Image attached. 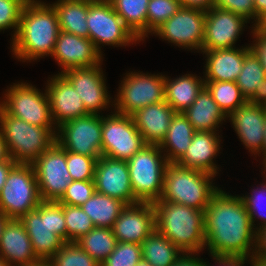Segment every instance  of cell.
<instances>
[{
	"label": "cell",
	"mask_w": 266,
	"mask_h": 266,
	"mask_svg": "<svg viewBox=\"0 0 266 266\" xmlns=\"http://www.w3.org/2000/svg\"><path fill=\"white\" fill-rule=\"evenodd\" d=\"M8 219L9 218L6 216V214L0 210V237L2 234L3 227L5 226V223Z\"/></svg>",
	"instance_id": "obj_57"
},
{
	"label": "cell",
	"mask_w": 266,
	"mask_h": 266,
	"mask_svg": "<svg viewBox=\"0 0 266 266\" xmlns=\"http://www.w3.org/2000/svg\"><path fill=\"white\" fill-rule=\"evenodd\" d=\"M113 99L114 111L131 116L150 104L165 101V75L130 71Z\"/></svg>",
	"instance_id": "obj_8"
},
{
	"label": "cell",
	"mask_w": 266,
	"mask_h": 266,
	"mask_svg": "<svg viewBox=\"0 0 266 266\" xmlns=\"http://www.w3.org/2000/svg\"><path fill=\"white\" fill-rule=\"evenodd\" d=\"M198 253L200 254V252H182L172 266H205L204 259H201Z\"/></svg>",
	"instance_id": "obj_49"
},
{
	"label": "cell",
	"mask_w": 266,
	"mask_h": 266,
	"mask_svg": "<svg viewBox=\"0 0 266 266\" xmlns=\"http://www.w3.org/2000/svg\"><path fill=\"white\" fill-rule=\"evenodd\" d=\"M30 238L36 256L48 261L64 244L65 241L51 232L48 225V201H42L35 210L29 211L20 218Z\"/></svg>",
	"instance_id": "obj_22"
},
{
	"label": "cell",
	"mask_w": 266,
	"mask_h": 266,
	"mask_svg": "<svg viewBox=\"0 0 266 266\" xmlns=\"http://www.w3.org/2000/svg\"><path fill=\"white\" fill-rule=\"evenodd\" d=\"M142 259V246L131 242H117L114 251L101 266H136Z\"/></svg>",
	"instance_id": "obj_40"
},
{
	"label": "cell",
	"mask_w": 266,
	"mask_h": 266,
	"mask_svg": "<svg viewBox=\"0 0 266 266\" xmlns=\"http://www.w3.org/2000/svg\"><path fill=\"white\" fill-rule=\"evenodd\" d=\"M10 158L8 150H7V146H6V142L2 136V133L0 131V162L1 161H6Z\"/></svg>",
	"instance_id": "obj_53"
},
{
	"label": "cell",
	"mask_w": 266,
	"mask_h": 266,
	"mask_svg": "<svg viewBox=\"0 0 266 266\" xmlns=\"http://www.w3.org/2000/svg\"><path fill=\"white\" fill-rule=\"evenodd\" d=\"M56 142L68 152L102 156V115L88 114L57 127Z\"/></svg>",
	"instance_id": "obj_12"
},
{
	"label": "cell",
	"mask_w": 266,
	"mask_h": 266,
	"mask_svg": "<svg viewBox=\"0 0 266 266\" xmlns=\"http://www.w3.org/2000/svg\"><path fill=\"white\" fill-rule=\"evenodd\" d=\"M125 206L121 200L95 191L80 207L90 217L95 227L112 229Z\"/></svg>",
	"instance_id": "obj_32"
},
{
	"label": "cell",
	"mask_w": 266,
	"mask_h": 266,
	"mask_svg": "<svg viewBox=\"0 0 266 266\" xmlns=\"http://www.w3.org/2000/svg\"><path fill=\"white\" fill-rule=\"evenodd\" d=\"M0 266H8L7 262L4 260L2 256H0Z\"/></svg>",
	"instance_id": "obj_61"
},
{
	"label": "cell",
	"mask_w": 266,
	"mask_h": 266,
	"mask_svg": "<svg viewBox=\"0 0 266 266\" xmlns=\"http://www.w3.org/2000/svg\"><path fill=\"white\" fill-rule=\"evenodd\" d=\"M63 211L67 229V242H76L95 227L90 217L80 206L63 204Z\"/></svg>",
	"instance_id": "obj_38"
},
{
	"label": "cell",
	"mask_w": 266,
	"mask_h": 266,
	"mask_svg": "<svg viewBox=\"0 0 266 266\" xmlns=\"http://www.w3.org/2000/svg\"><path fill=\"white\" fill-rule=\"evenodd\" d=\"M95 191L117 198L126 205L138 203L130 182L127 161L101 156L95 166Z\"/></svg>",
	"instance_id": "obj_17"
},
{
	"label": "cell",
	"mask_w": 266,
	"mask_h": 266,
	"mask_svg": "<svg viewBox=\"0 0 266 266\" xmlns=\"http://www.w3.org/2000/svg\"><path fill=\"white\" fill-rule=\"evenodd\" d=\"M228 118L248 152L255 157L263 155L266 106L246 102L231 112Z\"/></svg>",
	"instance_id": "obj_20"
},
{
	"label": "cell",
	"mask_w": 266,
	"mask_h": 266,
	"mask_svg": "<svg viewBox=\"0 0 266 266\" xmlns=\"http://www.w3.org/2000/svg\"><path fill=\"white\" fill-rule=\"evenodd\" d=\"M236 84L247 102L266 104V72L252 50L245 55Z\"/></svg>",
	"instance_id": "obj_28"
},
{
	"label": "cell",
	"mask_w": 266,
	"mask_h": 266,
	"mask_svg": "<svg viewBox=\"0 0 266 266\" xmlns=\"http://www.w3.org/2000/svg\"><path fill=\"white\" fill-rule=\"evenodd\" d=\"M59 32L57 12L50 3L25 5L10 49L15 58L27 63L51 56Z\"/></svg>",
	"instance_id": "obj_2"
},
{
	"label": "cell",
	"mask_w": 266,
	"mask_h": 266,
	"mask_svg": "<svg viewBox=\"0 0 266 266\" xmlns=\"http://www.w3.org/2000/svg\"><path fill=\"white\" fill-rule=\"evenodd\" d=\"M41 202L32 164L17 163L0 191V210L9 219H20Z\"/></svg>",
	"instance_id": "obj_7"
},
{
	"label": "cell",
	"mask_w": 266,
	"mask_h": 266,
	"mask_svg": "<svg viewBox=\"0 0 266 266\" xmlns=\"http://www.w3.org/2000/svg\"><path fill=\"white\" fill-rule=\"evenodd\" d=\"M215 175L199 169L166 165L163 192L159 200L193 207L204 211L210 198L219 189L213 183Z\"/></svg>",
	"instance_id": "obj_4"
},
{
	"label": "cell",
	"mask_w": 266,
	"mask_h": 266,
	"mask_svg": "<svg viewBox=\"0 0 266 266\" xmlns=\"http://www.w3.org/2000/svg\"><path fill=\"white\" fill-rule=\"evenodd\" d=\"M250 50L248 44L240 49L234 47L201 51L206 57L204 81L236 82L242 70L245 55Z\"/></svg>",
	"instance_id": "obj_25"
},
{
	"label": "cell",
	"mask_w": 266,
	"mask_h": 266,
	"mask_svg": "<svg viewBox=\"0 0 266 266\" xmlns=\"http://www.w3.org/2000/svg\"><path fill=\"white\" fill-rule=\"evenodd\" d=\"M95 192L94 180H72L62 197L57 201L59 204L81 206Z\"/></svg>",
	"instance_id": "obj_42"
},
{
	"label": "cell",
	"mask_w": 266,
	"mask_h": 266,
	"mask_svg": "<svg viewBox=\"0 0 266 266\" xmlns=\"http://www.w3.org/2000/svg\"><path fill=\"white\" fill-rule=\"evenodd\" d=\"M252 190L251 194L250 193L247 195L245 194V196L243 195L241 197L243 199V202L245 203L246 210L251 218L252 225L255 229L257 227L255 226L256 224H254L256 219L262 220L260 221L261 225H258L259 227L266 225V215H264V212L263 213L261 212L262 211L261 208L263 206L262 200H264V197H266V183L265 182L261 183L260 187L257 186L256 189Z\"/></svg>",
	"instance_id": "obj_44"
},
{
	"label": "cell",
	"mask_w": 266,
	"mask_h": 266,
	"mask_svg": "<svg viewBox=\"0 0 266 266\" xmlns=\"http://www.w3.org/2000/svg\"><path fill=\"white\" fill-rule=\"evenodd\" d=\"M24 5L19 0H0V31L13 29L16 36Z\"/></svg>",
	"instance_id": "obj_43"
},
{
	"label": "cell",
	"mask_w": 266,
	"mask_h": 266,
	"mask_svg": "<svg viewBox=\"0 0 266 266\" xmlns=\"http://www.w3.org/2000/svg\"><path fill=\"white\" fill-rule=\"evenodd\" d=\"M167 164L159 145L151 144H146L127 161L132 192L139 202L154 203L160 199Z\"/></svg>",
	"instance_id": "obj_6"
},
{
	"label": "cell",
	"mask_w": 266,
	"mask_h": 266,
	"mask_svg": "<svg viewBox=\"0 0 266 266\" xmlns=\"http://www.w3.org/2000/svg\"><path fill=\"white\" fill-rule=\"evenodd\" d=\"M66 163L72 180H94L96 158L66 151Z\"/></svg>",
	"instance_id": "obj_41"
},
{
	"label": "cell",
	"mask_w": 266,
	"mask_h": 266,
	"mask_svg": "<svg viewBox=\"0 0 266 266\" xmlns=\"http://www.w3.org/2000/svg\"><path fill=\"white\" fill-rule=\"evenodd\" d=\"M156 230L182 252L205 249L204 211L164 200L153 203Z\"/></svg>",
	"instance_id": "obj_3"
},
{
	"label": "cell",
	"mask_w": 266,
	"mask_h": 266,
	"mask_svg": "<svg viewBox=\"0 0 266 266\" xmlns=\"http://www.w3.org/2000/svg\"><path fill=\"white\" fill-rule=\"evenodd\" d=\"M111 113L107 117L102 114V156L128 161L146 143L132 116Z\"/></svg>",
	"instance_id": "obj_11"
},
{
	"label": "cell",
	"mask_w": 266,
	"mask_h": 266,
	"mask_svg": "<svg viewBox=\"0 0 266 266\" xmlns=\"http://www.w3.org/2000/svg\"><path fill=\"white\" fill-rule=\"evenodd\" d=\"M32 166L41 200L57 202L72 181L66 163V150L55 142Z\"/></svg>",
	"instance_id": "obj_13"
},
{
	"label": "cell",
	"mask_w": 266,
	"mask_h": 266,
	"mask_svg": "<svg viewBox=\"0 0 266 266\" xmlns=\"http://www.w3.org/2000/svg\"><path fill=\"white\" fill-rule=\"evenodd\" d=\"M214 7L231 11L247 21H255L254 0H214Z\"/></svg>",
	"instance_id": "obj_45"
},
{
	"label": "cell",
	"mask_w": 266,
	"mask_h": 266,
	"mask_svg": "<svg viewBox=\"0 0 266 266\" xmlns=\"http://www.w3.org/2000/svg\"><path fill=\"white\" fill-rule=\"evenodd\" d=\"M213 261L215 260V265L217 266H227V256H211ZM205 261V266H214L211 265L209 262Z\"/></svg>",
	"instance_id": "obj_55"
},
{
	"label": "cell",
	"mask_w": 266,
	"mask_h": 266,
	"mask_svg": "<svg viewBox=\"0 0 266 266\" xmlns=\"http://www.w3.org/2000/svg\"><path fill=\"white\" fill-rule=\"evenodd\" d=\"M247 23L249 21L231 11L216 7L208 9L202 51L234 48Z\"/></svg>",
	"instance_id": "obj_16"
},
{
	"label": "cell",
	"mask_w": 266,
	"mask_h": 266,
	"mask_svg": "<svg viewBox=\"0 0 266 266\" xmlns=\"http://www.w3.org/2000/svg\"><path fill=\"white\" fill-rule=\"evenodd\" d=\"M250 266H266V257H249Z\"/></svg>",
	"instance_id": "obj_56"
},
{
	"label": "cell",
	"mask_w": 266,
	"mask_h": 266,
	"mask_svg": "<svg viewBox=\"0 0 266 266\" xmlns=\"http://www.w3.org/2000/svg\"><path fill=\"white\" fill-rule=\"evenodd\" d=\"M254 41L250 44V49L259 58V61L266 72V26L251 28Z\"/></svg>",
	"instance_id": "obj_47"
},
{
	"label": "cell",
	"mask_w": 266,
	"mask_h": 266,
	"mask_svg": "<svg viewBox=\"0 0 266 266\" xmlns=\"http://www.w3.org/2000/svg\"><path fill=\"white\" fill-rule=\"evenodd\" d=\"M142 258L151 266H172L182 251L156 229L142 242Z\"/></svg>",
	"instance_id": "obj_33"
},
{
	"label": "cell",
	"mask_w": 266,
	"mask_h": 266,
	"mask_svg": "<svg viewBox=\"0 0 266 266\" xmlns=\"http://www.w3.org/2000/svg\"><path fill=\"white\" fill-rule=\"evenodd\" d=\"M124 24L140 40L147 37V5L149 0H110Z\"/></svg>",
	"instance_id": "obj_34"
},
{
	"label": "cell",
	"mask_w": 266,
	"mask_h": 266,
	"mask_svg": "<svg viewBox=\"0 0 266 266\" xmlns=\"http://www.w3.org/2000/svg\"><path fill=\"white\" fill-rule=\"evenodd\" d=\"M136 266H151L145 259H141Z\"/></svg>",
	"instance_id": "obj_60"
},
{
	"label": "cell",
	"mask_w": 266,
	"mask_h": 266,
	"mask_svg": "<svg viewBox=\"0 0 266 266\" xmlns=\"http://www.w3.org/2000/svg\"><path fill=\"white\" fill-rule=\"evenodd\" d=\"M205 18V10L182 6L152 35H158L159 38L183 49L201 52L205 35Z\"/></svg>",
	"instance_id": "obj_14"
},
{
	"label": "cell",
	"mask_w": 266,
	"mask_h": 266,
	"mask_svg": "<svg viewBox=\"0 0 266 266\" xmlns=\"http://www.w3.org/2000/svg\"><path fill=\"white\" fill-rule=\"evenodd\" d=\"M204 223L205 249L210 256H252L255 229L241 196L219 188L204 210Z\"/></svg>",
	"instance_id": "obj_1"
},
{
	"label": "cell",
	"mask_w": 266,
	"mask_h": 266,
	"mask_svg": "<svg viewBox=\"0 0 266 266\" xmlns=\"http://www.w3.org/2000/svg\"><path fill=\"white\" fill-rule=\"evenodd\" d=\"M156 229L153 203L126 205L112 227L117 242H142Z\"/></svg>",
	"instance_id": "obj_18"
},
{
	"label": "cell",
	"mask_w": 266,
	"mask_h": 266,
	"mask_svg": "<svg viewBox=\"0 0 266 266\" xmlns=\"http://www.w3.org/2000/svg\"><path fill=\"white\" fill-rule=\"evenodd\" d=\"M48 225L51 232L59 235L67 242V229L63 211V204L48 201Z\"/></svg>",
	"instance_id": "obj_46"
},
{
	"label": "cell",
	"mask_w": 266,
	"mask_h": 266,
	"mask_svg": "<svg viewBox=\"0 0 266 266\" xmlns=\"http://www.w3.org/2000/svg\"><path fill=\"white\" fill-rule=\"evenodd\" d=\"M51 5L57 12L60 31L89 38L86 21L90 0H57Z\"/></svg>",
	"instance_id": "obj_31"
},
{
	"label": "cell",
	"mask_w": 266,
	"mask_h": 266,
	"mask_svg": "<svg viewBox=\"0 0 266 266\" xmlns=\"http://www.w3.org/2000/svg\"><path fill=\"white\" fill-rule=\"evenodd\" d=\"M175 113L174 109L163 101L143 107L131 116L145 143L160 145Z\"/></svg>",
	"instance_id": "obj_26"
},
{
	"label": "cell",
	"mask_w": 266,
	"mask_h": 266,
	"mask_svg": "<svg viewBox=\"0 0 266 266\" xmlns=\"http://www.w3.org/2000/svg\"><path fill=\"white\" fill-rule=\"evenodd\" d=\"M0 256L8 266H35L42 262L20 219H8L5 223L0 237Z\"/></svg>",
	"instance_id": "obj_23"
},
{
	"label": "cell",
	"mask_w": 266,
	"mask_h": 266,
	"mask_svg": "<svg viewBox=\"0 0 266 266\" xmlns=\"http://www.w3.org/2000/svg\"><path fill=\"white\" fill-rule=\"evenodd\" d=\"M35 266H51V265L46 261V262H40L36 264Z\"/></svg>",
	"instance_id": "obj_63"
},
{
	"label": "cell",
	"mask_w": 266,
	"mask_h": 266,
	"mask_svg": "<svg viewBox=\"0 0 266 266\" xmlns=\"http://www.w3.org/2000/svg\"><path fill=\"white\" fill-rule=\"evenodd\" d=\"M196 130L183 115L175 113L172 117L165 139L159 145L168 163H176L186 152Z\"/></svg>",
	"instance_id": "obj_30"
},
{
	"label": "cell",
	"mask_w": 266,
	"mask_h": 266,
	"mask_svg": "<svg viewBox=\"0 0 266 266\" xmlns=\"http://www.w3.org/2000/svg\"><path fill=\"white\" fill-rule=\"evenodd\" d=\"M16 164L17 163L13 161L11 158H9L6 161L0 162V191L3 188L4 184L6 183V179L9 172Z\"/></svg>",
	"instance_id": "obj_52"
},
{
	"label": "cell",
	"mask_w": 266,
	"mask_h": 266,
	"mask_svg": "<svg viewBox=\"0 0 266 266\" xmlns=\"http://www.w3.org/2000/svg\"><path fill=\"white\" fill-rule=\"evenodd\" d=\"M204 86V78L197 75L188 73L174 79L165 76V102L176 113H183L195 101Z\"/></svg>",
	"instance_id": "obj_29"
},
{
	"label": "cell",
	"mask_w": 266,
	"mask_h": 266,
	"mask_svg": "<svg viewBox=\"0 0 266 266\" xmlns=\"http://www.w3.org/2000/svg\"><path fill=\"white\" fill-rule=\"evenodd\" d=\"M46 91L50 103V112L54 125L88 115L84 103L72 84L60 73L50 77Z\"/></svg>",
	"instance_id": "obj_21"
},
{
	"label": "cell",
	"mask_w": 266,
	"mask_h": 266,
	"mask_svg": "<svg viewBox=\"0 0 266 266\" xmlns=\"http://www.w3.org/2000/svg\"><path fill=\"white\" fill-rule=\"evenodd\" d=\"M205 87L211 93L213 100L219 108L228 116L244 105L247 100L242 95L236 82L231 81H204Z\"/></svg>",
	"instance_id": "obj_36"
},
{
	"label": "cell",
	"mask_w": 266,
	"mask_h": 266,
	"mask_svg": "<svg viewBox=\"0 0 266 266\" xmlns=\"http://www.w3.org/2000/svg\"><path fill=\"white\" fill-rule=\"evenodd\" d=\"M220 138L219 132L196 131L188 149L176 164L181 167L203 170L217 176L219 167L214 160L221 153L219 152L222 149Z\"/></svg>",
	"instance_id": "obj_24"
},
{
	"label": "cell",
	"mask_w": 266,
	"mask_h": 266,
	"mask_svg": "<svg viewBox=\"0 0 266 266\" xmlns=\"http://www.w3.org/2000/svg\"><path fill=\"white\" fill-rule=\"evenodd\" d=\"M101 64L102 62L92 67L73 68L61 73L77 90L89 114H102L100 112L103 109L107 110L110 105H114L110 93L108 95Z\"/></svg>",
	"instance_id": "obj_15"
},
{
	"label": "cell",
	"mask_w": 266,
	"mask_h": 266,
	"mask_svg": "<svg viewBox=\"0 0 266 266\" xmlns=\"http://www.w3.org/2000/svg\"><path fill=\"white\" fill-rule=\"evenodd\" d=\"M249 257H227V266H244Z\"/></svg>",
	"instance_id": "obj_54"
},
{
	"label": "cell",
	"mask_w": 266,
	"mask_h": 266,
	"mask_svg": "<svg viewBox=\"0 0 266 266\" xmlns=\"http://www.w3.org/2000/svg\"><path fill=\"white\" fill-rule=\"evenodd\" d=\"M183 115L196 131L217 132L220 124L227 120V116L213 100L205 86L191 106L183 112Z\"/></svg>",
	"instance_id": "obj_27"
},
{
	"label": "cell",
	"mask_w": 266,
	"mask_h": 266,
	"mask_svg": "<svg viewBox=\"0 0 266 266\" xmlns=\"http://www.w3.org/2000/svg\"><path fill=\"white\" fill-rule=\"evenodd\" d=\"M262 164L264 166V169H263L264 171H262V172H264L263 174H265V172H266V157L263 159ZM263 179H266V174H265V177Z\"/></svg>",
	"instance_id": "obj_62"
},
{
	"label": "cell",
	"mask_w": 266,
	"mask_h": 266,
	"mask_svg": "<svg viewBox=\"0 0 266 266\" xmlns=\"http://www.w3.org/2000/svg\"><path fill=\"white\" fill-rule=\"evenodd\" d=\"M182 7L179 0H149L147 5V38Z\"/></svg>",
	"instance_id": "obj_39"
},
{
	"label": "cell",
	"mask_w": 266,
	"mask_h": 266,
	"mask_svg": "<svg viewBox=\"0 0 266 266\" xmlns=\"http://www.w3.org/2000/svg\"><path fill=\"white\" fill-rule=\"evenodd\" d=\"M62 68L61 73L73 68L99 65L103 56L97 51L89 38L60 31L51 55Z\"/></svg>",
	"instance_id": "obj_19"
},
{
	"label": "cell",
	"mask_w": 266,
	"mask_h": 266,
	"mask_svg": "<svg viewBox=\"0 0 266 266\" xmlns=\"http://www.w3.org/2000/svg\"><path fill=\"white\" fill-rule=\"evenodd\" d=\"M183 7L197 8L207 11L214 7V0H179Z\"/></svg>",
	"instance_id": "obj_51"
},
{
	"label": "cell",
	"mask_w": 266,
	"mask_h": 266,
	"mask_svg": "<svg viewBox=\"0 0 266 266\" xmlns=\"http://www.w3.org/2000/svg\"><path fill=\"white\" fill-rule=\"evenodd\" d=\"M255 22L251 27L266 26V0H254Z\"/></svg>",
	"instance_id": "obj_50"
},
{
	"label": "cell",
	"mask_w": 266,
	"mask_h": 266,
	"mask_svg": "<svg viewBox=\"0 0 266 266\" xmlns=\"http://www.w3.org/2000/svg\"><path fill=\"white\" fill-rule=\"evenodd\" d=\"M252 256L266 257V225L255 228V243Z\"/></svg>",
	"instance_id": "obj_48"
},
{
	"label": "cell",
	"mask_w": 266,
	"mask_h": 266,
	"mask_svg": "<svg viewBox=\"0 0 266 266\" xmlns=\"http://www.w3.org/2000/svg\"><path fill=\"white\" fill-rule=\"evenodd\" d=\"M29 83H13L5 90L0 107L9 115L40 127H56L52 121L48 94Z\"/></svg>",
	"instance_id": "obj_10"
},
{
	"label": "cell",
	"mask_w": 266,
	"mask_h": 266,
	"mask_svg": "<svg viewBox=\"0 0 266 266\" xmlns=\"http://www.w3.org/2000/svg\"><path fill=\"white\" fill-rule=\"evenodd\" d=\"M76 242L99 264H102L109 257L117 244L113 230L102 227H94Z\"/></svg>",
	"instance_id": "obj_35"
},
{
	"label": "cell",
	"mask_w": 266,
	"mask_h": 266,
	"mask_svg": "<svg viewBox=\"0 0 266 266\" xmlns=\"http://www.w3.org/2000/svg\"><path fill=\"white\" fill-rule=\"evenodd\" d=\"M265 157H266V120H265V126H264V147H263L262 158L264 159Z\"/></svg>",
	"instance_id": "obj_59"
},
{
	"label": "cell",
	"mask_w": 266,
	"mask_h": 266,
	"mask_svg": "<svg viewBox=\"0 0 266 266\" xmlns=\"http://www.w3.org/2000/svg\"><path fill=\"white\" fill-rule=\"evenodd\" d=\"M24 6L25 5H37L43 3L41 0H19Z\"/></svg>",
	"instance_id": "obj_58"
},
{
	"label": "cell",
	"mask_w": 266,
	"mask_h": 266,
	"mask_svg": "<svg viewBox=\"0 0 266 266\" xmlns=\"http://www.w3.org/2000/svg\"><path fill=\"white\" fill-rule=\"evenodd\" d=\"M0 131L10 158L16 163L32 164L56 142L57 128L32 125L0 107Z\"/></svg>",
	"instance_id": "obj_5"
},
{
	"label": "cell",
	"mask_w": 266,
	"mask_h": 266,
	"mask_svg": "<svg viewBox=\"0 0 266 266\" xmlns=\"http://www.w3.org/2000/svg\"><path fill=\"white\" fill-rule=\"evenodd\" d=\"M86 23L89 39L101 55L104 45L122 47L140 42L115 12L110 0H90Z\"/></svg>",
	"instance_id": "obj_9"
},
{
	"label": "cell",
	"mask_w": 266,
	"mask_h": 266,
	"mask_svg": "<svg viewBox=\"0 0 266 266\" xmlns=\"http://www.w3.org/2000/svg\"><path fill=\"white\" fill-rule=\"evenodd\" d=\"M47 262L51 266H101L77 242H65Z\"/></svg>",
	"instance_id": "obj_37"
}]
</instances>
